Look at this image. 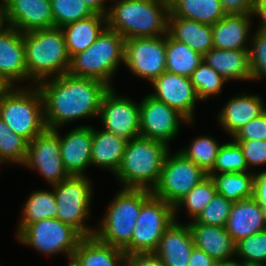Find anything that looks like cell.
I'll use <instances>...</instances> for the list:
<instances>
[{"instance_id": "obj_1", "label": "cell", "mask_w": 266, "mask_h": 266, "mask_svg": "<svg viewBox=\"0 0 266 266\" xmlns=\"http://www.w3.org/2000/svg\"><path fill=\"white\" fill-rule=\"evenodd\" d=\"M37 86L43 97L48 129L61 128L79 119L97 118L103 96L110 89L99 80L68 73L43 80Z\"/></svg>"}, {"instance_id": "obj_2", "label": "cell", "mask_w": 266, "mask_h": 266, "mask_svg": "<svg viewBox=\"0 0 266 266\" xmlns=\"http://www.w3.org/2000/svg\"><path fill=\"white\" fill-rule=\"evenodd\" d=\"M112 1L106 15L107 27L125 40L168 34L169 0Z\"/></svg>"}, {"instance_id": "obj_3", "label": "cell", "mask_w": 266, "mask_h": 266, "mask_svg": "<svg viewBox=\"0 0 266 266\" xmlns=\"http://www.w3.org/2000/svg\"><path fill=\"white\" fill-rule=\"evenodd\" d=\"M170 147L143 136L128 140L121 165L114 175L122 188L153 191Z\"/></svg>"}, {"instance_id": "obj_4", "label": "cell", "mask_w": 266, "mask_h": 266, "mask_svg": "<svg viewBox=\"0 0 266 266\" xmlns=\"http://www.w3.org/2000/svg\"><path fill=\"white\" fill-rule=\"evenodd\" d=\"M29 85L67 74L70 57L61 28L37 29L23 33Z\"/></svg>"}, {"instance_id": "obj_5", "label": "cell", "mask_w": 266, "mask_h": 266, "mask_svg": "<svg viewBox=\"0 0 266 266\" xmlns=\"http://www.w3.org/2000/svg\"><path fill=\"white\" fill-rule=\"evenodd\" d=\"M125 39L106 27L85 51L70 59L68 74L92 78L113 88L111 82L120 64L124 65Z\"/></svg>"}, {"instance_id": "obj_6", "label": "cell", "mask_w": 266, "mask_h": 266, "mask_svg": "<svg viewBox=\"0 0 266 266\" xmlns=\"http://www.w3.org/2000/svg\"><path fill=\"white\" fill-rule=\"evenodd\" d=\"M0 118L28 142L42 133L47 127L43 97L38 86L8 87L0 94Z\"/></svg>"}, {"instance_id": "obj_7", "label": "cell", "mask_w": 266, "mask_h": 266, "mask_svg": "<svg viewBox=\"0 0 266 266\" xmlns=\"http://www.w3.org/2000/svg\"><path fill=\"white\" fill-rule=\"evenodd\" d=\"M120 189L97 224L99 227H95L94 236L103 243L124 250L131 243L141 206L152 191Z\"/></svg>"}, {"instance_id": "obj_8", "label": "cell", "mask_w": 266, "mask_h": 266, "mask_svg": "<svg viewBox=\"0 0 266 266\" xmlns=\"http://www.w3.org/2000/svg\"><path fill=\"white\" fill-rule=\"evenodd\" d=\"M93 183L88 176H70L52 185L57 219L72 226L83 237L93 236L95 229L86 224L91 215Z\"/></svg>"}, {"instance_id": "obj_9", "label": "cell", "mask_w": 266, "mask_h": 266, "mask_svg": "<svg viewBox=\"0 0 266 266\" xmlns=\"http://www.w3.org/2000/svg\"><path fill=\"white\" fill-rule=\"evenodd\" d=\"M16 238L45 256L63 253L70 262L83 236L57 218H46L29 224Z\"/></svg>"}, {"instance_id": "obj_10", "label": "cell", "mask_w": 266, "mask_h": 266, "mask_svg": "<svg viewBox=\"0 0 266 266\" xmlns=\"http://www.w3.org/2000/svg\"><path fill=\"white\" fill-rule=\"evenodd\" d=\"M174 221V206L152 194L141 206L131 243L124 252L127 255L154 252L163 233Z\"/></svg>"}, {"instance_id": "obj_11", "label": "cell", "mask_w": 266, "mask_h": 266, "mask_svg": "<svg viewBox=\"0 0 266 266\" xmlns=\"http://www.w3.org/2000/svg\"><path fill=\"white\" fill-rule=\"evenodd\" d=\"M167 153L163 162L158 184L152 194L166 203L175 206L196 185L208 177L200 166L177 151Z\"/></svg>"}, {"instance_id": "obj_12", "label": "cell", "mask_w": 266, "mask_h": 266, "mask_svg": "<svg viewBox=\"0 0 266 266\" xmlns=\"http://www.w3.org/2000/svg\"><path fill=\"white\" fill-rule=\"evenodd\" d=\"M124 65L152 83L166 71V35L125 40Z\"/></svg>"}, {"instance_id": "obj_13", "label": "cell", "mask_w": 266, "mask_h": 266, "mask_svg": "<svg viewBox=\"0 0 266 266\" xmlns=\"http://www.w3.org/2000/svg\"><path fill=\"white\" fill-rule=\"evenodd\" d=\"M22 166L37 170L49 186L70 177L63 165L59 134L54 129L46 128L28 142L27 156Z\"/></svg>"}, {"instance_id": "obj_14", "label": "cell", "mask_w": 266, "mask_h": 266, "mask_svg": "<svg viewBox=\"0 0 266 266\" xmlns=\"http://www.w3.org/2000/svg\"><path fill=\"white\" fill-rule=\"evenodd\" d=\"M140 136L159 140L168 146L173 139L180 133L179 128L183 123L189 122L176 109L168 106L147 94L140 102Z\"/></svg>"}, {"instance_id": "obj_15", "label": "cell", "mask_w": 266, "mask_h": 266, "mask_svg": "<svg viewBox=\"0 0 266 266\" xmlns=\"http://www.w3.org/2000/svg\"><path fill=\"white\" fill-rule=\"evenodd\" d=\"M110 88L103 96L98 117L104 131L126 140L140 136V104Z\"/></svg>"}, {"instance_id": "obj_16", "label": "cell", "mask_w": 266, "mask_h": 266, "mask_svg": "<svg viewBox=\"0 0 266 266\" xmlns=\"http://www.w3.org/2000/svg\"><path fill=\"white\" fill-rule=\"evenodd\" d=\"M155 99L176 109L189 122H194L195 105L200 100L190 78L165 71L151 83Z\"/></svg>"}, {"instance_id": "obj_17", "label": "cell", "mask_w": 266, "mask_h": 266, "mask_svg": "<svg viewBox=\"0 0 266 266\" xmlns=\"http://www.w3.org/2000/svg\"><path fill=\"white\" fill-rule=\"evenodd\" d=\"M59 144L63 165L70 176H86V169L91 166V147L93 127L79 125L61 136L59 128Z\"/></svg>"}, {"instance_id": "obj_18", "label": "cell", "mask_w": 266, "mask_h": 266, "mask_svg": "<svg viewBox=\"0 0 266 266\" xmlns=\"http://www.w3.org/2000/svg\"><path fill=\"white\" fill-rule=\"evenodd\" d=\"M10 27L20 32L54 28L51 0H4Z\"/></svg>"}, {"instance_id": "obj_19", "label": "cell", "mask_w": 266, "mask_h": 266, "mask_svg": "<svg viewBox=\"0 0 266 266\" xmlns=\"http://www.w3.org/2000/svg\"><path fill=\"white\" fill-rule=\"evenodd\" d=\"M0 77L9 87L28 81L23 33L13 27L0 35Z\"/></svg>"}, {"instance_id": "obj_20", "label": "cell", "mask_w": 266, "mask_h": 266, "mask_svg": "<svg viewBox=\"0 0 266 266\" xmlns=\"http://www.w3.org/2000/svg\"><path fill=\"white\" fill-rule=\"evenodd\" d=\"M246 93L232 97L216 115L218 124L230 138L249 121L266 111V104L260 95Z\"/></svg>"}, {"instance_id": "obj_21", "label": "cell", "mask_w": 266, "mask_h": 266, "mask_svg": "<svg viewBox=\"0 0 266 266\" xmlns=\"http://www.w3.org/2000/svg\"><path fill=\"white\" fill-rule=\"evenodd\" d=\"M174 221L163 233L154 253L164 266H188L194 241L188 222Z\"/></svg>"}, {"instance_id": "obj_22", "label": "cell", "mask_w": 266, "mask_h": 266, "mask_svg": "<svg viewBox=\"0 0 266 266\" xmlns=\"http://www.w3.org/2000/svg\"><path fill=\"white\" fill-rule=\"evenodd\" d=\"M194 245L206 252L216 262L235 260L236 242L225 227L200 224L196 220L188 223Z\"/></svg>"}, {"instance_id": "obj_23", "label": "cell", "mask_w": 266, "mask_h": 266, "mask_svg": "<svg viewBox=\"0 0 266 266\" xmlns=\"http://www.w3.org/2000/svg\"><path fill=\"white\" fill-rule=\"evenodd\" d=\"M252 14H226L212 25L213 48L248 50L252 33Z\"/></svg>"}, {"instance_id": "obj_24", "label": "cell", "mask_w": 266, "mask_h": 266, "mask_svg": "<svg viewBox=\"0 0 266 266\" xmlns=\"http://www.w3.org/2000/svg\"><path fill=\"white\" fill-rule=\"evenodd\" d=\"M225 228L236 243L262 232L266 230L264 209L253 197L234 202Z\"/></svg>"}, {"instance_id": "obj_25", "label": "cell", "mask_w": 266, "mask_h": 266, "mask_svg": "<svg viewBox=\"0 0 266 266\" xmlns=\"http://www.w3.org/2000/svg\"><path fill=\"white\" fill-rule=\"evenodd\" d=\"M124 250L98 240L94 235L83 237L74 251L73 266H125Z\"/></svg>"}, {"instance_id": "obj_26", "label": "cell", "mask_w": 266, "mask_h": 266, "mask_svg": "<svg viewBox=\"0 0 266 266\" xmlns=\"http://www.w3.org/2000/svg\"><path fill=\"white\" fill-rule=\"evenodd\" d=\"M128 140L113 133L93 128L91 166L107 169L116 174L123 158Z\"/></svg>"}, {"instance_id": "obj_27", "label": "cell", "mask_w": 266, "mask_h": 266, "mask_svg": "<svg viewBox=\"0 0 266 266\" xmlns=\"http://www.w3.org/2000/svg\"><path fill=\"white\" fill-rule=\"evenodd\" d=\"M168 34L204 56L213 48L212 25L187 18L168 17Z\"/></svg>"}, {"instance_id": "obj_28", "label": "cell", "mask_w": 266, "mask_h": 266, "mask_svg": "<svg viewBox=\"0 0 266 266\" xmlns=\"http://www.w3.org/2000/svg\"><path fill=\"white\" fill-rule=\"evenodd\" d=\"M106 27L107 17L99 13L63 26L61 29L70 59L90 47Z\"/></svg>"}, {"instance_id": "obj_29", "label": "cell", "mask_w": 266, "mask_h": 266, "mask_svg": "<svg viewBox=\"0 0 266 266\" xmlns=\"http://www.w3.org/2000/svg\"><path fill=\"white\" fill-rule=\"evenodd\" d=\"M203 61L216 70L228 82L251 81L248 50H223L212 48Z\"/></svg>"}, {"instance_id": "obj_30", "label": "cell", "mask_w": 266, "mask_h": 266, "mask_svg": "<svg viewBox=\"0 0 266 266\" xmlns=\"http://www.w3.org/2000/svg\"><path fill=\"white\" fill-rule=\"evenodd\" d=\"M169 17H181L213 25L226 14L221 0H169Z\"/></svg>"}, {"instance_id": "obj_31", "label": "cell", "mask_w": 266, "mask_h": 266, "mask_svg": "<svg viewBox=\"0 0 266 266\" xmlns=\"http://www.w3.org/2000/svg\"><path fill=\"white\" fill-rule=\"evenodd\" d=\"M16 229V237L29 225L46 218H57L56 199L50 190H36L28 195Z\"/></svg>"}, {"instance_id": "obj_32", "label": "cell", "mask_w": 266, "mask_h": 266, "mask_svg": "<svg viewBox=\"0 0 266 266\" xmlns=\"http://www.w3.org/2000/svg\"><path fill=\"white\" fill-rule=\"evenodd\" d=\"M213 180L217 194L231 202L250 199L254 195V172L208 174Z\"/></svg>"}, {"instance_id": "obj_33", "label": "cell", "mask_w": 266, "mask_h": 266, "mask_svg": "<svg viewBox=\"0 0 266 266\" xmlns=\"http://www.w3.org/2000/svg\"><path fill=\"white\" fill-rule=\"evenodd\" d=\"M203 56L182 42L166 35V71L190 78Z\"/></svg>"}, {"instance_id": "obj_34", "label": "cell", "mask_w": 266, "mask_h": 266, "mask_svg": "<svg viewBox=\"0 0 266 266\" xmlns=\"http://www.w3.org/2000/svg\"><path fill=\"white\" fill-rule=\"evenodd\" d=\"M221 146L215 138L199 135L191 141L189 146L180 149L179 152L209 173L214 167Z\"/></svg>"}, {"instance_id": "obj_35", "label": "cell", "mask_w": 266, "mask_h": 266, "mask_svg": "<svg viewBox=\"0 0 266 266\" xmlns=\"http://www.w3.org/2000/svg\"><path fill=\"white\" fill-rule=\"evenodd\" d=\"M216 194L215 184L211 177L208 176L174 206L175 221H178L177 212L182 207H185L188 215L191 216V221L196 220Z\"/></svg>"}, {"instance_id": "obj_36", "label": "cell", "mask_w": 266, "mask_h": 266, "mask_svg": "<svg viewBox=\"0 0 266 266\" xmlns=\"http://www.w3.org/2000/svg\"><path fill=\"white\" fill-rule=\"evenodd\" d=\"M28 149V141L13 132L0 118V165H23Z\"/></svg>"}, {"instance_id": "obj_37", "label": "cell", "mask_w": 266, "mask_h": 266, "mask_svg": "<svg viewBox=\"0 0 266 266\" xmlns=\"http://www.w3.org/2000/svg\"><path fill=\"white\" fill-rule=\"evenodd\" d=\"M244 266L266 265V230L236 243V259Z\"/></svg>"}, {"instance_id": "obj_38", "label": "cell", "mask_w": 266, "mask_h": 266, "mask_svg": "<svg viewBox=\"0 0 266 266\" xmlns=\"http://www.w3.org/2000/svg\"><path fill=\"white\" fill-rule=\"evenodd\" d=\"M190 80L202 102L211 96L220 95L224 84L228 82L204 61L194 70Z\"/></svg>"}, {"instance_id": "obj_39", "label": "cell", "mask_w": 266, "mask_h": 266, "mask_svg": "<svg viewBox=\"0 0 266 266\" xmlns=\"http://www.w3.org/2000/svg\"><path fill=\"white\" fill-rule=\"evenodd\" d=\"M249 171L239 144L233 139L222 143L214 167L208 174L234 173Z\"/></svg>"}, {"instance_id": "obj_40", "label": "cell", "mask_w": 266, "mask_h": 266, "mask_svg": "<svg viewBox=\"0 0 266 266\" xmlns=\"http://www.w3.org/2000/svg\"><path fill=\"white\" fill-rule=\"evenodd\" d=\"M54 27L63 26L95 14L82 0H51Z\"/></svg>"}, {"instance_id": "obj_41", "label": "cell", "mask_w": 266, "mask_h": 266, "mask_svg": "<svg viewBox=\"0 0 266 266\" xmlns=\"http://www.w3.org/2000/svg\"><path fill=\"white\" fill-rule=\"evenodd\" d=\"M251 45L248 49L251 80L266 78V32L255 30L251 33Z\"/></svg>"}, {"instance_id": "obj_42", "label": "cell", "mask_w": 266, "mask_h": 266, "mask_svg": "<svg viewBox=\"0 0 266 266\" xmlns=\"http://www.w3.org/2000/svg\"><path fill=\"white\" fill-rule=\"evenodd\" d=\"M233 202L216 194L212 201L203 209L196 221L200 224L225 227Z\"/></svg>"}, {"instance_id": "obj_43", "label": "cell", "mask_w": 266, "mask_h": 266, "mask_svg": "<svg viewBox=\"0 0 266 266\" xmlns=\"http://www.w3.org/2000/svg\"><path fill=\"white\" fill-rule=\"evenodd\" d=\"M242 149L248 169L266 164V140H235ZM252 168V169H251Z\"/></svg>"}, {"instance_id": "obj_44", "label": "cell", "mask_w": 266, "mask_h": 266, "mask_svg": "<svg viewBox=\"0 0 266 266\" xmlns=\"http://www.w3.org/2000/svg\"><path fill=\"white\" fill-rule=\"evenodd\" d=\"M232 139L266 140V111L240 128Z\"/></svg>"}, {"instance_id": "obj_45", "label": "cell", "mask_w": 266, "mask_h": 266, "mask_svg": "<svg viewBox=\"0 0 266 266\" xmlns=\"http://www.w3.org/2000/svg\"><path fill=\"white\" fill-rule=\"evenodd\" d=\"M125 266H164V264L154 252H147L126 255Z\"/></svg>"}, {"instance_id": "obj_46", "label": "cell", "mask_w": 266, "mask_h": 266, "mask_svg": "<svg viewBox=\"0 0 266 266\" xmlns=\"http://www.w3.org/2000/svg\"><path fill=\"white\" fill-rule=\"evenodd\" d=\"M255 0H221L225 14H252Z\"/></svg>"}, {"instance_id": "obj_47", "label": "cell", "mask_w": 266, "mask_h": 266, "mask_svg": "<svg viewBox=\"0 0 266 266\" xmlns=\"http://www.w3.org/2000/svg\"><path fill=\"white\" fill-rule=\"evenodd\" d=\"M253 198L263 208H266V169L254 172V195Z\"/></svg>"}, {"instance_id": "obj_48", "label": "cell", "mask_w": 266, "mask_h": 266, "mask_svg": "<svg viewBox=\"0 0 266 266\" xmlns=\"http://www.w3.org/2000/svg\"><path fill=\"white\" fill-rule=\"evenodd\" d=\"M216 263L206 252L194 246L188 266H215Z\"/></svg>"}, {"instance_id": "obj_49", "label": "cell", "mask_w": 266, "mask_h": 266, "mask_svg": "<svg viewBox=\"0 0 266 266\" xmlns=\"http://www.w3.org/2000/svg\"><path fill=\"white\" fill-rule=\"evenodd\" d=\"M252 16L260 18L257 30L266 32V0H255Z\"/></svg>"}, {"instance_id": "obj_50", "label": "cell", "mask_w": 266, "mask_h": 266, "mask_svg": "<svg viewBox=\"0 0 266 266\" xmlns=\"http://www.w3.org/2000/svg\"><path fill=\"white\" fill-rule=\"evenodd\" d=\"M83 2H85L90 9L94 12V13H99L102 15H107L109 7L105 6L108 5L106 2H112L111 0H82Z\"/></svg>"}, {"instance_id": "obj_51", "label": "cell", "mask_w": 266, "mask_h": 266, "mask_svg": "<svg viewBox=\"0 0 266 266\" xmlns=\"http://www.w3.org/2000/svg\"><path fill=\"white\" fill-rule=\"evenodd\" d=\"M9 27L6 6L4 2H0V35Z\"/></svg>"}, {"instance_id": "obj_52", "label": "cell", "mask_w": 266, "mask_h": 266, "mask_svg": "<svg viewBox=\"0 0 266 266\" xmlns=\"http://www.w3.org/2000/svg\"><path fill=\"white\" fill-rule=\"evenodd\" d=\"M215 266H244L237 260L225 261V262H217Z\"/></svg>"}, {"instance_id": "obj_53", "label": "cell", "mask_w": 266, "mask_h": 266, "mask_svg": "<svg viewBox=\"0 0 266 266\" xmlns=\"http://www.w3.org/2000/svg\"><path fill=\"white\" fill-rule=\"evenodd\" d=\"M9 86L0 77V94H2Z\"/></svg>"}]
</instances>
